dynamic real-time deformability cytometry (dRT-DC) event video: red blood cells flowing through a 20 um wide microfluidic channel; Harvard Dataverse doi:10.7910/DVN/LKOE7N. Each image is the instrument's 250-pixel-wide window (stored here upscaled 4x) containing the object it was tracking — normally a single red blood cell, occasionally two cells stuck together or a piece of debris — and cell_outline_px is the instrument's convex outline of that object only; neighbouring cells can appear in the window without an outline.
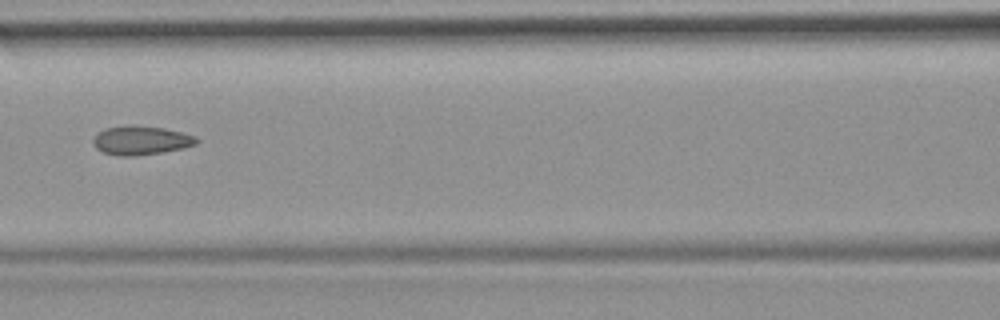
{"species": "common noctule bat (a hibernating species)", "species_latin": "Nyctalus noctula", "temperature_condition": "room temperature", "stored_images_in_passage": 8, "camera_frame_rate_fps": 3000, "um_per_image_px": 0.085, "animal": {"sex": "female", "body_mass_g": 19.9}, "frame": {"image": 1, "passage_image": 8, "time_ms": 2.333, "image_size_px": [1000, 320], "cell_outline_px": [[200, 140], [196, 144], [184, 148], [164, 152], [136, 156], [116, 156], [104, 152], [96, 148], [92, 140], [104, 128], [132, 124], [136, 124], [164, 128], [196, 136]], "centroid_in_image_um": [12.0, 11.93], "position_along_channel_um": 154.6, "area_um2": 17.63}}